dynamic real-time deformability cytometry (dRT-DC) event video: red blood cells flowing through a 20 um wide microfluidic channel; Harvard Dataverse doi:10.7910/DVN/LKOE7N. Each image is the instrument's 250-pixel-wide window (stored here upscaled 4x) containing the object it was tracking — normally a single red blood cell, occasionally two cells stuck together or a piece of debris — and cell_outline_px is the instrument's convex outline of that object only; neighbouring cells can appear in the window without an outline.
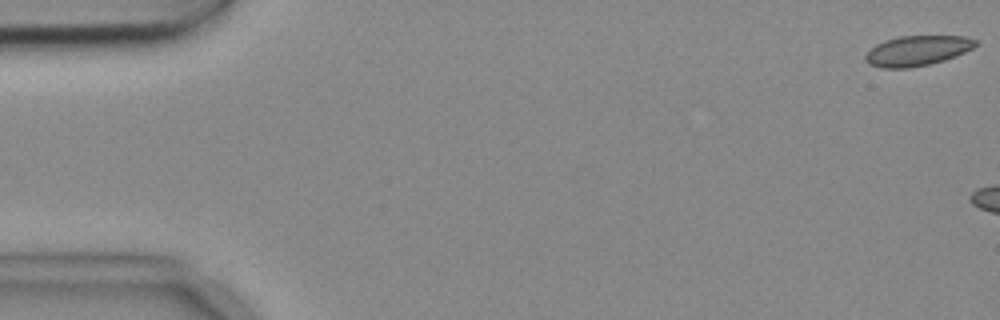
{"species": "common noctule bat (a hibernating species)", "species_latin": "Nyctalus noctula", "temperature_condition": "cold", "stored_images_in_passage": 3, "camera_frame_rate_fps": 3000, "um_per_image_px": 0.085, "animal": {"sex": "female", "body_mass_g": 18.4}, "frame": {"image": 1, "passage_image": 1, "time_ms": 0.0, "image_size_px": [1000, 320], "cell_outline_px": [[980, 44], [956, 56], [944, 60], [928, 64], [908, 68], [884, 68], [868, 64], [864, 60], [864, 56], [876, 44], [884, 40], [900, 36], [968, 36], [976, 40]], "centroid_in_image_um": [77.97, 4.3], "position_along_channel_um": 7.0, "area_um2": 19.36}}